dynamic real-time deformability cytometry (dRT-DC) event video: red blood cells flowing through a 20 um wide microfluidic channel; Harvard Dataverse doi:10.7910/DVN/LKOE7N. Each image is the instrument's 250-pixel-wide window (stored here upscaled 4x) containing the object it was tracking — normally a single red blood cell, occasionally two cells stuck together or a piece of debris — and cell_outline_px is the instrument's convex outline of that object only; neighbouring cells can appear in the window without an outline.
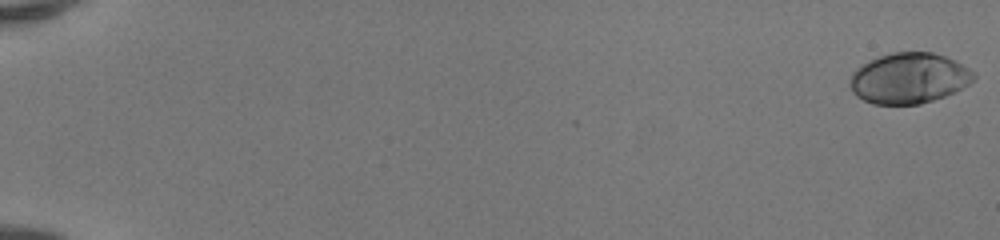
{"species": "human", "species_latin": "Homo sapiens", "temperature_condition": "room temperature", "stored_images_in_passage": 51, "camera_frame_rate_fps": 3000, "um_per_image_px": 0.085, "donor": {"sex": "female"}, "frame": {"image": 1, "passage_image": 1, "time_ms": 0.0, "image_size_px": [1000, 240], "cell_outline_px": [[976, 76], [968, 84], [956, 92], [920, 104], [872, 104], [856, 96], [852, 92], [848, 84], [852, 72], [856, 68], [868, 60], [892, 52], [932, 52], [944, 56], [976, 72]], "centroid_in_image_um": [77.22, 6.65], "position_along_channel_um": 7.8, "area_um2": 36.59}}
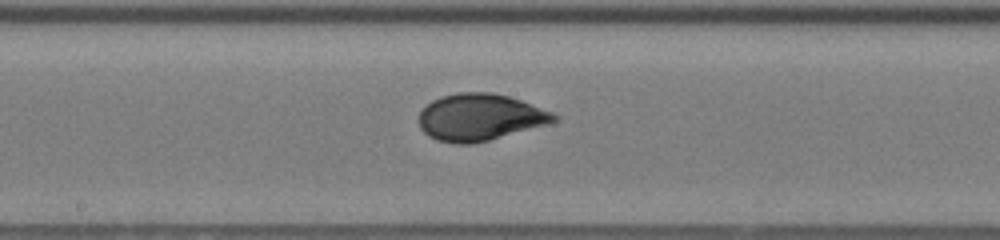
{"frame": {"image": 2, "passage_image": 30, "time_ms": 9.667, "image_size_px": [1000, 240], "cell_outline_px": [[560, 120], [548, 124], [488, 140], [472, 144], [456, 144], [436, 140], [428, 136], [420, 128], [420, 112], [432, 100], [440, 96], [456, 92], [492, 92], [508, 96], [520, 100], [552, 112], [560, 116]], "centroid_in_image_um": [40.8, 9.96], "position_along_channel_um": 207.4, "area_um2": 36.88}}
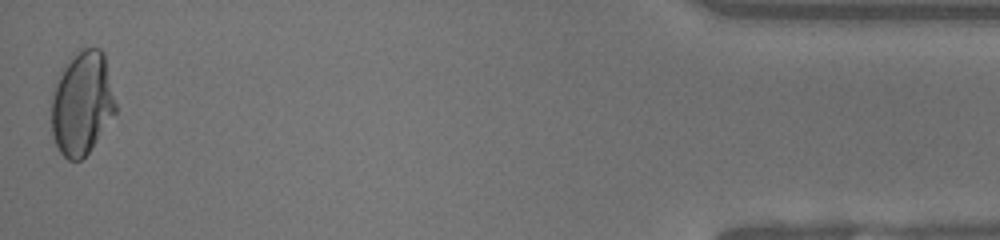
{"frame": {"image": 3, "passage_image": 51, "time_ms": 16.667, "image_size_px": [1000, 240], "cell_outline_px": [[116, 112], [88, 152], [80, 160], [68, 160], [60, 152], [52, 136], [52, 96], [56, 80], [68, 56], [84, 48], [100, 48], [104, 52], [116, 104]], "centroid_in_image_um": [6.96, 8.73], "position_along_channel_um": 428.2, "area_um2": 38.73}, "authors_computed_cell_mechanics": {"area_um2": 36.2984, "velocity_mm_per_s": 4.2074, "shape_relaxation_time_tau1_ms": 6.306, "shape_relaxation_time_tau2_ms": null, "deformation_change_tau1": 0.2287, "deformation_change_tau2": null}}